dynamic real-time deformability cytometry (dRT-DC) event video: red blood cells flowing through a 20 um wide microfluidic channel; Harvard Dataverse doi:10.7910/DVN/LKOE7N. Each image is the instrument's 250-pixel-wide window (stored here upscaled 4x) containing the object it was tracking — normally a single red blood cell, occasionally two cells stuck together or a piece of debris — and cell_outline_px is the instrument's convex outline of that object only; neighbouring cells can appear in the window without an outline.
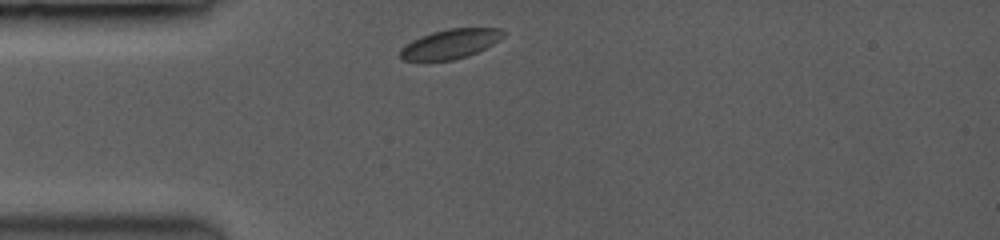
{"species": "common noctule bat (a hibernating species)", "species_latin": "Nyctalus noctula", "temperature_condition": "room temperature", "stored_images_in_passage": 3, "camera_frame_rate_fps": 3500, "um_per_image_px": 0.085, "animal": {"sex": "female", "body_mass_g": 19.0, "forearm_length_mm": 53.3}, "frame": {"image": 1, "passage_image": 1, "time_ms": 0.0, "image_size_px": [1000, 240], "cell_outline_px": [[504, 36], [492, 44], [476, 52], [452, 60], [404, 60], [400, 56], [400, 48], [412, 40], [420, 36], [432, 32], [448, 28], [504, 28]], "centroid_in_image_um": [38.27, 3.71], "position_along_channel_um": 46.7, "area_um2": 17.46}}